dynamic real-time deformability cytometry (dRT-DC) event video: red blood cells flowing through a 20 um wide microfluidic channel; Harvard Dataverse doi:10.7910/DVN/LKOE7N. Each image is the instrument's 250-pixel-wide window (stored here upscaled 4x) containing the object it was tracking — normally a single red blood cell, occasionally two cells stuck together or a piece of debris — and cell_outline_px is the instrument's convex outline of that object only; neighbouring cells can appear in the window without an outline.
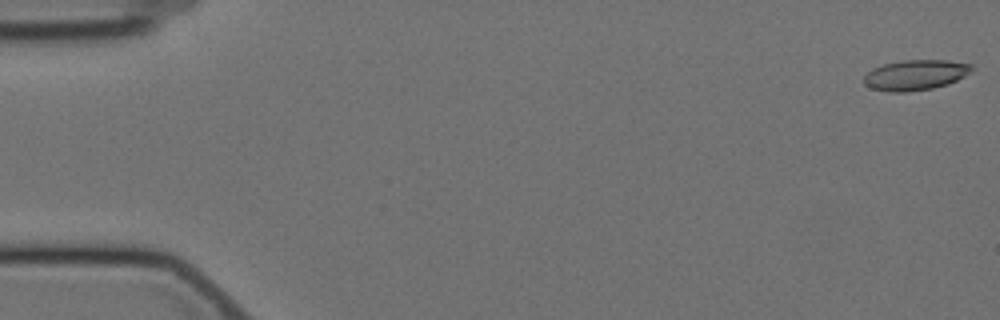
{"species": "Egyptian fruit bat (a non-hibernating species)", "species_latin": "Rousettus aegyptiacus", "temperature_condition": "cold", "stored_images_in_passage": 58, "camera_frame_rate_fps": 3000, "um_per_image_px": 0.085, "animal": {"sex": "female"}, "frame": {"image": 1, "passage_image": 1, "time_ms": 0.0, "image_size_px": [1000, 320], "cell_outline_px": [[972, 68], [964, 76], [948, 84], [932, 88], [904, 92], [888, 92], [872, 88], [864, 84], [864, 76], [872, 68], [884, 64], [904, 60], [948, 60], [972, 64]], "centroid_in_image_um": [77.78, 6.37], "position_along_channel_um": 7.2, "area_um2": 18.9}}
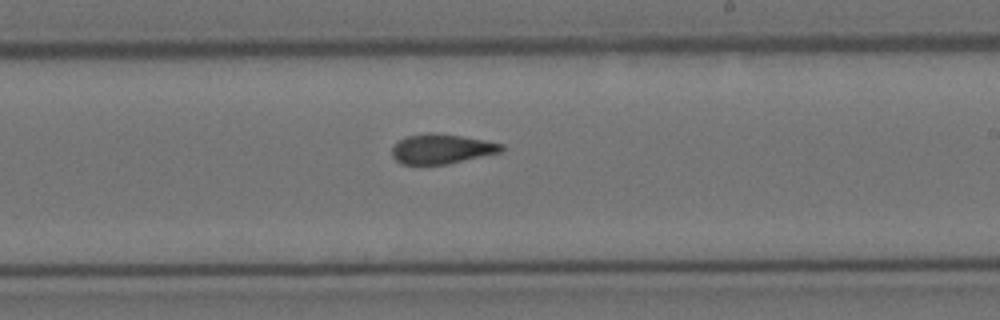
{"frame": {"image": 2, "passage_image": 34, "time_ms": 11.0, "image_size_px": [1000, 320], "cell_outline_px": [[504, 148], [500, 152], [448, 164], [400, 164], [392, 156], [392, 148], [400, 140], [408, 136], [428, 132], [432, 132], [460, 136], [484, 140], [504, 144]], "centroid_in_image_um": [37.53, 12.66], "position_along_channel_um": 251.5, "area_um2": 18.79}}
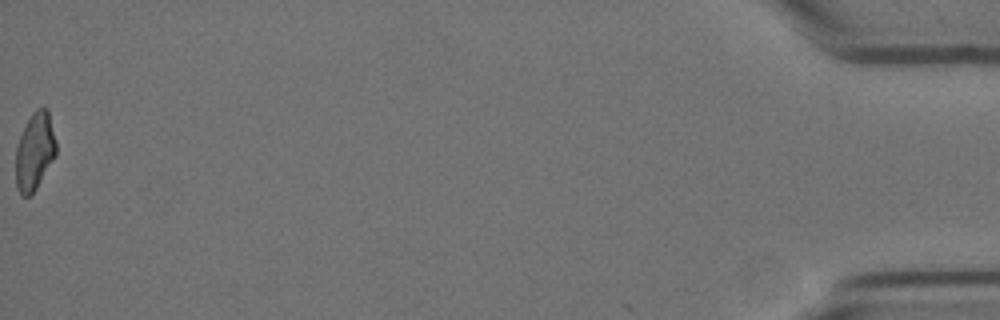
{"frame": {"image": 3, "passage_image": 58, "time_ms": 19.0, "image_size_px": [1000, 320], "cell_outline_px": [[56, 156], [36, 188], [28, 196], [20, 196], [16, 188], [16, 148], [20, 136], [32, 112], [36, 108], [44, 104], [48, 108], [56, 140]], "centroid_in_image_um": [2.97, 12.83], "position_along_channel_um": 432.2, "area_um2": 18.44}, "authors_computed_cell_mechanics": {"area_um2": 19.1607, "velocity_mm_per_s": 3.5209, "shape_relaxation_time_tau1_ms": null, "shape_relaxation_time_tau2_ms": 3.143, "deformation_change_tau1": null, "deformation_change_tau2": 0.1088}}